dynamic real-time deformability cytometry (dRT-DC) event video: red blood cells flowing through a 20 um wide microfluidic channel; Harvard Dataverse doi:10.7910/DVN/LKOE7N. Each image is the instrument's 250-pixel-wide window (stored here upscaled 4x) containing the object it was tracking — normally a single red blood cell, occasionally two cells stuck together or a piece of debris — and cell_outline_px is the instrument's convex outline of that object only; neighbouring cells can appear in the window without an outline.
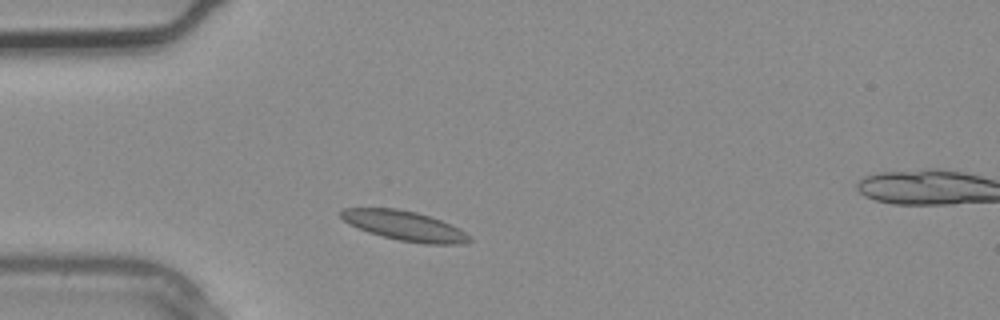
{"species": "common noctule bat (a hibernating species)", "species_latin": "Nyctalus noctula", "temperature_condition": "warm", "stored_images_in_passage": 3, "camera_frame_rate_fps": 3000, "um_per_image_px": 0.085, "animal": {"sex": "male", "body_mass_g": 20.4}, "frame": {"image": 1, "passage_image": 3, "time_ms": 0.667, "image_size_px": [1000, 320], "cell_outline_px": [[472, 240], [460, 244], [424, 244], [400, 240], [368, 232], [348, 224], [340, 216], [340, 212], [344, 208], [396, 208], [416, 212], [440, 220], [472, 236]], "centroid_in_image_um": [34.36, 19.19], "position_along_channel_um": 50.6, "area_um2": 21.91}}